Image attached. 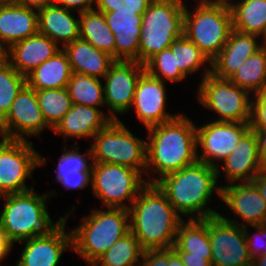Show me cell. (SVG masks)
I'll use <instances>...</instances> for the list:
<instances>
[{
  "mask_svg": "<svg viewBox=\"0 0 266 266\" xmlns=\"http://www.w3.org/2000/svg\"><path fill=\"white\" fill-rule=\"evenodd\" d=\"M217 182L218 169L197 161L179 171L164 175L156 184L166 194L178 214H194L189 219H206L219 214L206 207L215 190L220 197L221 185L218 186Z\"/></svg>",
  "mask_w": 266,
  "mask_h": 266,
  "instance_id": "3",
  "label": "cell"
},
{
  "mask_svg": "<svg viewBox=\"0 0 266 266\" xmlns=\"http://www.w3.org/2000/svg\"><path fill=\"white\" fill-rule=\"evenodd\" d=\"M51 128L39 107L36 90L27 84L18 93L9 112L0 121L1 137L10 140H28L25 134L40 135L44 128Z\"/></svg>",
  "mask_w": 266,
  "mask_h": 266,
  "instance_id": "14",
  "label": "cell"
},
{
  "mask_svg": "<svg viewBox=\"0 0 266 266\" xmlns=\"http://www.w3.org/2000/svg\"><path fill=\"white\" fill-rule=\"evenodd\" d=\"M254 102L251 101V130H266V88L254 94Z\"/></svg>",
  "mask_w": 266,
  "mask_h": 266,
  "instance_id": "40",
  "label": "cell"
},
{
  "mask_svg": "<svg viewBox=\"0 0 266 266\" xmlns=\"http://www.w3.org/2000/svg\"><path fill=\"white\" fill-rule=\"evenodd\" d=\"M212 266H251L244 227L219 215L209 217Z\"/></svg>",
  "mask_w": 266,
  "mask_h": 266,
  "instance_id": "12",
  "label": "cell"
},
{
  "mask_svg": "<svg viewBox=\"0 0 266 266\" xmlns=\"http://www.w3.org/2000/svg\"><path fill=\"white\" fill-rule=\"evenodd\" d=\"M223 170L230 183L252 182L264 170L258 153L255 131L249 129L240 139L232 153L223 161Z\"/></svg>",
  "mask_w": 266,
  "mask_h": 266,
  "instance_id": "20",
  "label": "cell"
},
{
  "mask_svg": "<svg viewBox=\"0 0 266 266\" xmlns=\"http://www.w3.org/2000/svg\"><path fill=\"white\" fill-rule=\"evenodd\" d=\"M251 266H266V255L253 259Z\"/></svg>",
  "mask_w": 266,
  "mask_h": 266,
  "instance_id": "52",
  "label": "cell"
},
{
  "mask_svg": "<svg viewBox=\"0 0 266 266\" xmlns=\"http://www.w3.org/2000/svg\"><path fill=\"white\" fill-rule=\"evenodd\" d=\"M80 38L115 59V38L102 12L90 10L79 13Z\"/></svg>",
  "mask_w": 266,
  "mask_h": 266,
  "instance_id": "30",
  "label": "cell"
},
{
  "mask_svg": "<svg viewBox=\"0 0 266 266\" xmlns=\"http://www.w3.org/2000/svg\"><path fill=\"white\" fill-rule=\"evenodd\" d=\"M252 227L257 229L256 233L258 234L255 235L254 233V236H250L246 226H244V230L248 251L251 259L253 260L259 256L266 255V224L255 225Z\"/></svg>",
  "mask_w": 266,
  "mask_h": 266,
  "instance_id": "41",
  "label": "cell"
},
{
  "mask_svg": "<svg viewBox=\"0 0 266 266\" xmlns=\"http://www.w3.org/2000/svg\"><path fill=\"white\" fill-rule=\"evenodd\" d=\"M52 194L55 193L38 195L33 188L22 193L0 196L5 199L0 226L12 245L32 237L48 236L67 220L65 215L59 217L56 223L52 222L46 209L47 198Z\"/></svg>",
  "mask_w": 266,
  "mask_h": 266,
  "instance_id": "4",
  "label": "cell"
},
{
  "mask_svg": "<svg viewBox=\"0 0 266 266\" xmlns=\"http://www.w3.org/2000/svg\"><path fill=\"white\" fill-rule=\"evenodd\" d=\"M169 47L174 55L175 70H180L185 76L199 71L205 62H209L211 67L209 58L184 34Z\"/></svg>",
  "mask_w": 266,
  "mask_h": 266,
  "instance_id": "35",
  "label": "cell"
},
{
  "mask_svg": "<svg viewBox=\"0 0 266 266\" xmlns=\"http://www.w3.org/2000/svg\"><path fill=\"white\" fill-rule=\"evenodd\" d=\"M8 61L7 46L0 44V67Z\"/></svg>",
  "mask_w": 266,
  "mask_h": 266,
  "instance_id": "51",
  "label": "cell"
},
{
  "mask_svg": "<svg viewBox=\"0 0 266 266\" xmlns=\"http://www.w3.org/2000/svg\"><path fill=\"white\" fill-rule=\"evenodd\" d=\"M233 30L253 34L266 41V0H241L229 5Z\"/></svg>",
  "mask_w": 266,
  "mask_h": 266,
  "instance_id": "29",
  "label": "cell"
},
{
  "mask_svg": "<svg viewBox=\"0 0 266 266\" xmlns=\"http://www.w3.org/2000/svg\"><path fill=\"white\" fill-rule=\"evenodd\" d=\"M66 220L50 235L21 241L25 247L16 266H57L63 251L72 249V234L65 233Z\"/></svg>",
  "mask_w": 266,
  "mask_h": 266,
  "instance_id": "18",
  "label": "cell"
},
{
  "mask_svg": "<svg viewBox=\"0 0 266 266\" xmlns=\"http://www.w3.org/2000/svg\"><path fill=\"white\" fill-rule=\"evenodd\" d=\"M220 199L245 223L218 214L224 220L241 227L266 224V202L253 182L221 186Z\"/></svg>",
  "mask_w": 266,
  "mask_h": 266,
  "instance_id": "16",
  "label": "cell"
},
{
  "mask_svg": "<svg viewBox=\"0 0 266 266\" xmlns=\"http://www.w3.org/2000/svg\"><path fill=\"white\" fill-rule=\"evenodd\" d=\"M93 210L71 231L72 250L92 264L130 231L129 211L124 208Z\"/></svg>",
  "mask_w": 266,
  "mask_h": 266,
  "instance_id": "5",
  "label": "cell"
},
{
  "mask_svg": "<svg viewBox=\"0 0 266 266\" xmlns=\"http://www.w3.org/2000/svg\"><path fill=\"white\" fill-rule=\"evenodd\" d=\"M141 260L144 266H168V248L144 250Z\"/></svg>",
  "mask_w": 266,
  "mask_h": 266,
  "instance_id": "43",
  "label": "cell"
},
{
  "mask_svg": "<svg viewBox=\"0 0 266 266\" xmlns=\"http://www.w3.org/2000/svg\"><path fill=\"white\" fill-rule=\"evenodd\" d=\"M149 180L135 169L109 163L92 162L91 186L94 195L111 208L129 209ZM129 200L130 206L124 204Z\"/></svg>",
  "mask_w": 266,
  "mask_h": 266,
  "instance_id": "9",
  "label": "cell"
},
{
  "mask_svg": "<svg viewBox=\"0 0 266 266\" xmlns=\"http://www.w3.org/2000/svg\"><path fill=\"white\" fill-rule=\"evenodd\" d=\"M194 10L185 7L183 34L212 61L233 30L230 7L200 0Z\"/></svg>",
  "mask_w": 266,
  "mask_h": 266,
  "instance_id": "7",
  "label": "cell"
},
{
  "mask_svg": "<svg viewBox=\"0 0 266 266\" xmlns=\"http://www.w3.org/2000/svg\"><path fill=\"white\" fill-rule=\"evenodd\" d=\"M250 129L249 122L212 121L196 126V143L203 154H197L198 162L206 163L218 169V178L222 168L215 160L223 161L237 146L241 137Z\"/></svg>",
  "mask_w": 266,
  "mask_h": 266,
  "instance_id": "13",
  "label": "cell"
},
{
  "mask_svg": "<svg viewBox=\"0 0 266 266\" xmlns=\"http://www.w3.org/2000/svg\"><path fill=\"white\" fill-rule=\"evenodd\" d=\"M13 245L5 238L2 227L0 226V261H2L9 252H11Z\"/></svg>",
  "mask_w": 266,
  "mask_h": 266,
  "instance_id": "49",
  "label": "cell"
},
{
  "mask_svg": "<svg viewBox=\"0 0 266 266\" xmlns=\"http://www.w3.org/2000/svg\"><path fill=\"white\" fill-rule=\"evenodd\" d=\"M141 264H142V265H141ZM141 264H140V265H139V264H138V265H132V266H144V265H143V262H141Z\"/></svg>",
  "mask_w": 266,
  "mask_h": 266,
  "instance_id": "54",
  "label": "cell"
},
{
  "mask_svg": "<svg viewBox=\"0 0 266 266\" xmlns=\"http://www.w3.org/2000/svg\"><path fill=\"white\" fill-rule=\"evenodd\" d=\"M38 32V11L0 0V44L9 48Z\"/></svg>",
  "mask_w": 266,
  "mask_h": 266,
  "instance_id": "23",
  "label": "cell"
},
{
  "mask_svg": "<svg viewBox=\"0 0 266 266\" xmlns=\"http://www.w3.org/2000/svg\"><path fill=\"white\" fill-rule=\"evenodd\" d=\"M62 49L67 54L72 72L98 79L104 78L116 61L110 54L81 38L65 45Z\"/></svg>",
  "mask_w": 266,
  "mask_h": 266,
  "instance_id": "25",
  "label": "cell"
},
{
  "mask_svg": "<svg viewBox=\"0 0 266 266\" xmlns=\"http://www.w3.org/2000/svg\"><path fill=\"white\" fill-rule=\"evenodd\" d=\"M185 6L179 0H152L142 15L138 63L145 64L183 35Z\"/></svg>",
  "mask_w": 266,
  "mask_h": 266,
  "instance_id": "6",
  "label": "cell"
},
{
  "mask_svg": "<svg viewBox=\"0 0 266 266\" xmlns=\"http://www.w3.org/2000/svg\"><path fill=\"white\" fill-rule=\"evenodd\" d=\"M144 66L149 75L162 81L165 78L168 81L179 82L186 78L180 70H175L174 55L170 47L155 54Z\"/></svg>",
  "mask_w": 266,
  "mask_h": 266,
  "instance_id": "37",
  "label": "cell"
},
{
  "mask_svg": "<svg viewBox=\"0 0 266 266\" xmlns=\"http://www.w3.org/2000/svg\"><path fill=\"white\" fill-rule=\"evenodd\" d=\"M39 107L51 130L67 114L73 103L67 87L36 90Z\"/></svg>",
  "mask_w": 266,
  "mask_h": 266,
  "instance_id": "34",
  "label": "cell"
},
{
  "mask_svg": "<svg viewBox=\"0 0 266 266\" xmlns=\"http://www.w3.org/2000/svg\"><path fill=\"white\" fill-rule=\"evenodd\" d=\"M92 162L126 166L146 172V142L134 136L118 119L93 137Z\"/></svg>",
  "mask_w": 266,
  "mask_h": 266,
  "instance_id": "8",
  "label": "cell"
},
{
  "mask_svg": "<svg viewBox=\"0 0 266 266\" xmlns=\"http://www.w3.org/2000/svg\"><path fill=\"white\" fill-rule=\"evenodd\" d=\"M229 80L249 93L266 88V45L248 57Z\"/></svg>",
  "mask_w": 266,
  "mask_h": 266,
  "instance_id": "31",
  "label": "cell"
},
{
  "mask_svg": "<svg viewBox=\"0 0 266 266\" xmlns=\"http://www.w3.org/2000/svg\"><path fill=\"white\" fill-rule=\"evenodd\" d=\"M185 266H212L211 260L204 257L189 256V252H177Z\"/></svg>",
  "mask_w": 266,
  "mask_h": 266,
  "instance_id": "45",
  "label": "cell"
},
{
  "mask_svg": "<svg viewBox=\"0 0 266 266\" xmlns=\"http://www.w3.org/2000/svg\"><path fill=\"white\" fill-rule=\"evenodd\" d=\"M67 89L73 104L95 108L106 105L104 86L98 78L72 72Z\"/></svg>",
  "mask_w": 266,
  "mask_h": 266,
  "instance_id": "33",
  "label": "cell"
},
{
  "mask_svg": "<svg viewBox=\"0 0 266 266\" xmlns=\"http://www.w3.org/2000/svg\"><path fill=\"white\" fill-rule=\"evenodd\" d=\"M143 249L129 231L122 238L118 239L110 249L102 254L92 266H132L142 258Z\"/></svg>",
  "mask_w": 266,
  "mask_h": 266,
  "instance_id": "32",
  "label": "cell"
},
{
  "mask_svg": "<svg viewBox=\"0 0 266 266\" xmlns=\"http://www.w3.org/2000/svg\"><path fill=\"white\" fill-rule=\"evenodd\" d=\"M115 38V60L138 62L142 15L135 12H102Z\"/></svg>",
  "mask_w": 266,
  "mask_h": 266,
  "instance_id": "21",
  "label": "cell"
},
{
  "mask_svg": "<svg viewBox=\"0 0 266 266\" xmlns=\"http://www.w3.org/2000/svg\"><path fill=\"white\" fill-rule=\"evenodd\" d=\"M203 78L198 87V99L201 104L220 117L215 121L250 122V93L241 89L229 79H221L205 68Z\"/></svg>",
  "mask_w": 266,
  "mask_h": 266,
  "instance_id": "10",
  "label": "cell"
},
{
  "mask_svg": "<svg viewBox=\"0 0 266 266\" xmlns=\"http://www.w3.org/2000/svg\"><path fill=\"white\" fill-rule=\"evenodd\" d=\"M61 49L48 36L37 32L22 41L12 44L7 49V57L11 66L19 74L26 77Z\"/></svg>",
  "mask_w": 266,
  "mask_h": 266,
  "instance_id": "19",
  "label": "cell"
},
{
  "mask_svg": "<svg viewBox=\"0 0 266 266\" xmlns=\"http://www.w3.org/2000/svg\"><path fill=\"white\" fill-rule=\"evenodd\" d=\"M152 0H96L99 12H135L143 14Z\"/></svg>",
  "mask_w": 266,
  "mask_h": 266,
  "instance_id": "39",
  "label": "cell"
},
{
  "mask_svg": "<svg viewBox=\"0 0 266 266\" xmlns=\"http://www.w3.org/2000/svg\"><path fill=\"white\" fill-rule=\"evenodd\" d=\"M72 70L63 49L43 62L26 76V83L34 90L65 88L70 81Z\"/></svg>",
  "mask_w": 266,
  "mask_h": 266,
  "instance_id": "27",
  "label": "cell"
},
{
  "mask_svg": "<svg viewBox=\"0 0 266 266\" xmlns=\"http://www.w3.org/2000/svg\"><path fill=\"white\" fill-rule=\"evenodd\" d=\"M166 99L164 81L152 77L145 71L138 80L131 107L135 108L138 119L149 128L178 116L165 111Z\"/></svg>",
  "mask_w": 266,
  "mask_h": 266,
  "instance_id": "17",
  "label": "cell"
},
{
  "mask_svg": "<svg viewBox=\"0 0 266 266\" xmlns=\"http://www.w3.org/2000/svg\"><path fill=\"white\" fill-rule=\"evenodd\" d=\"M33 143L28 140L0 141V196L12 193H22L33 189L26 186V179L38 166L45 164Z\"/></svg>",
  "mask_w": 266,
  "mask_h": 266,
  "instance_id": "11",
  "label": "cell"
},
{
  "mask_svg": "<svg viewBox=\"0 0 266 266\" xmlns=\"http://www.w3.org/2000/svg\"><path fill=\"white\" fill-rule=\"evenodd\" d=\"M128 211L130 231L143 250L174 246L183 219L156 183H147Z\"/></svg>",
  "mask_w": 266,
  "mask_h": 266,
  "instance_id": "1",
  "label": "cell"
},
{
  "mask_svg": "<svg viewBox=\"0 0 266 266\" xmlns=\"http://www.w3.org/2000/svg\"><path fill=\"white\" fill-rule=\"evenodd\" d=\"M76 150H67L64 151L61 157L59 158L58 164L56 166L57 174L56 180L59 177L78 175V172L91 171L92 162L88 164V158L92 161V151L91 149L87 150V156H83L78 152V145H74Z\"/></svg>",
  "mask_w": 266,
  "mask_h": 266,
  "instance_id": "38",
  "label": "cell"
},
{
  "mask_svg": "<svg viewBox=\"0 0 266 266\" xmlns=\"http://www.w3.org/2000/svg\"><path fill=\"white\" fill-rule=\"evenodd\" d=\"M168 266H185L173 247L168 248Z\"/></svg>",
  "mask_w": 266,
  "mask_h": 266,
  "instance_id": "50",
  "label": "cell"
},
{
  "mask_svg": "<svg viewBox=\"0 0 266 266\" xmlns=\"http://www.w3.org/2000/svg\"><path fill=\"white\" fill-rule=\"evenodd\" d=\"M147 130L149 139L146 142V174L155 169L160 176L152 178L149 183H156L164 175L198 161L196 125L183 114Z\"/></svg>",
  "mask_w": 266,
  "mask_h": 266,
  "instance_id": "2",
  "label": "cell"
},
{
  "mask_svg": "<svg viewBox=\"0 0 266 266\" xmlns=\"http://www.w3.org/2000/svg\"><path fill=\"white\" fill-rule=\"evenodd\" d=\"M144 72V64L136 61L116 60L111 65L104 76V99L112 120H118L117 113L131 109L138 80Z\"/></svg>",
  "mask_w": 266,
  "mask_h": 266,
  "instance_id": "15",
  "label": "cell"
},
{
  "mask_svg": "<svg viewBox=\"0 0 266 266\" xmlns=\"http://www.w3.org/2000/svg\"><path fill=\"white\" fill-rule=\"evenodd\" d=\"M10 1L15 4L25 6L27 8L31 9L34 8L35 10L38 11L39 9L54 4L55 0H10Z\"/></svg>",
  "mask_w": 266,
  "mask_h": 266,
  "instance_id": "47",
  "label": "cell"
},
{
  "mask_svg": "<svg viewBox=\"0 0 266 266\" xmlns=\"http://www.w3.org/2000/svg\"><path fill=\"white\" fill-rule=\"evenodd\" d=\"M112 119L104 115L99 108L73 104L67 114L52 129L56 134L66 137L93 138L95 134L104 129Z\"/></svg>",
  "mask_w": 266,
  "mask_h": 266,
  "instance_id": "24",
  "label": "cell"
},
{
  "mask_svg": "<svg viewBox=\"0 0 266 266\" xmlns=\"http://www.w3.org/2000/svg\"><path fill=\"white\" fill-rule=\"evenodd\" d=\"M57 182L62 184L65 189L82 190L91 184V171L78 172V175L59 177Z\"/></svg>",
  "mask_w": 266,
  "mask_h": 266,
  "instance_id": "42",
  "label": "cell"
},
{
  "mask_svg": "<svg viewBox=\"0 0 266 266\" xmlns=\"http://www.w3.org/2000/svg\"><path fill=\"white\" fill-rule=\"evenodd\" d=\"M255 131L258 140V153L261 163L266 169V130H253Z\"/></svg>",
  "mask_w": 266,
  "mask_h": 266,
  "instance_id": "46",
  "label": "cell"
},
{
  "mask_svg": "<svg viewBox=\"0 0 266 266\" xmlns=\"http://www.w3.org/2000/svg\"><path fill=\"white\" fill-rule=\"evenodd\" d=\"M257 38V35L232 30L223 49L211 61V73L221 79H229L248 57L265 45V42L258 44Z\"/></svg>",
  "mask_w": 266,
  "mask_h": 266,
  "instance_id": "22",
  "label": "cell"
},
{
  "mask_svg": "<svg viewBox=\"0 0 266 266\" xmlns=\"http://www.w3.org/2000/svg\"><path fill=\"white\" fill-rule=\"evenodd\" d=\"M203 1H205V2H209V3H217V4H224V5H230L231 3V1H229V0H203Z\"/></svg>",
  "mask_w": 266,
  "mask_h": 266,
  "instance_id": "53",
  "label": "cell"
},
{
  "mask_svg": "<svg viewBox=\"0 0 266 266\" xmlns=\"http://www.w3.org/2000/svg\"><path fill=\"white\" fill-rule=\"evenodd\" d=\"M96 0H55L54 5L69 10H78V13L94 10ZM78 8V9H77Z\"/></svg>",
  "mask_w": 266,
  "mask_h": 266,
  "instance_id": "44",
  "label": "cell"
},
{
  "mask_svg": "<svg viewBox=\"0 0 266 266\" xmlns=\"http://www.w3.org/2000/svg\"><path fill=\"white\" fill-rule=\"evenodd\" d=\"M72 10L54 4L38 10V32L48 36L62 47L80 38V19H75Z\"/></svg>",
  "mask_w": 266,
  "mask_h": 266,
  "instance_id": "26",
  "label": "cell"
},
{
  "mask_svg": "<svg viewBox=\"0 0 266 266\" xmlns=\"http://www.w3.org/2000/svg\"><path fill=\"white\" fill-rule=\"evenodd\" d=\"M26 84V77L19 74L8 61L0 67V121Z\"/></svg>",
  "mask_w": 266,
  "mask_h": 266,
  "instance_id": "36",
  "label": "cell"
},
{
  "mask_svg": "<svg viewBox=\"0 0 266 266\" xmlns=\"http://www.w3.org/2000/svg\"><path fill=\"white\" fill-rule=\"evenodd\" d=\"M252 182L256 185L261 196L266 202V169L258 173Z\"/></svg>",
  "mask_w": 266,
  "mask_h": 266,
  "instance_id": "48",
  "label": "cell"
},
{
  "mask_svg": "<svg viewBox=\"0 0 266 266\" xmlns=\"http://www.w3.org/2000/svg\"><path fill=\"white\" fill-rule=\"evenodd\" d=\"M176 252H189V256L204 257L211 260V244L209 239V218L188 219L182 221L177 229L173 246Z\"/></svg>",
  "mask_w": 266,
  "mask_h": 266,
  "instance_id": "28",
  "label": "cell"
}]
</instances>
